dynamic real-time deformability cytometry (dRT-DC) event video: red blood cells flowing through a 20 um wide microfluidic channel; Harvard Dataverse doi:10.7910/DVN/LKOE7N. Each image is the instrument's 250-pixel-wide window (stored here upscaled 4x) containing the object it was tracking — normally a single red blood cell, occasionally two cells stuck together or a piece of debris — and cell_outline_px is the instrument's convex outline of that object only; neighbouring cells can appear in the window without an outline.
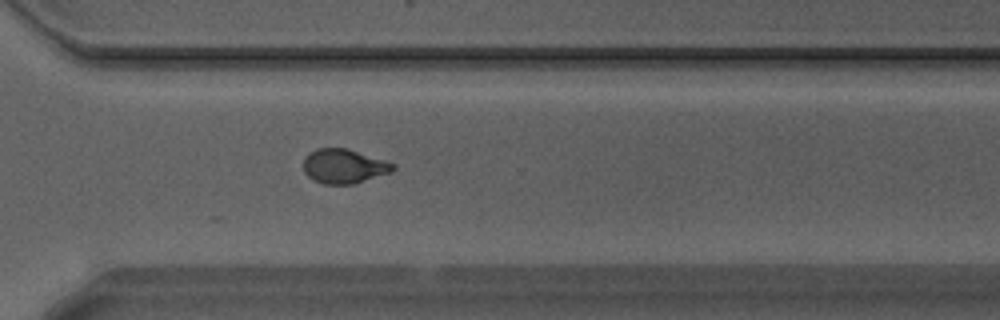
{"species": "Egyptian fruit bat (a non-hibernating species)", "species_latin": "Rousettus aegyptiacus", "temperature_condition": "warm", "stored_images_in_passage": 38, "camera_frame_rate_fps": 3000, "um_per_image_px": 0.085, "animal": {"sex": "male"}, "frame": {"image": 1, "passage_image": 33, "time_ms": 10.667, "image_size_px": [1000, 320], "cell_outline_px": [[396, 168], [392, 172], [352, 184], [324, 184], [312, 180], [304, 172], [304, 160], [308, 152], [316, 148], [348, 148], [396, 164]], "centroid_in_image_um": [29.23, 14.12], "position_along_channel_um": 341.4, "area_um2": 18.03}}